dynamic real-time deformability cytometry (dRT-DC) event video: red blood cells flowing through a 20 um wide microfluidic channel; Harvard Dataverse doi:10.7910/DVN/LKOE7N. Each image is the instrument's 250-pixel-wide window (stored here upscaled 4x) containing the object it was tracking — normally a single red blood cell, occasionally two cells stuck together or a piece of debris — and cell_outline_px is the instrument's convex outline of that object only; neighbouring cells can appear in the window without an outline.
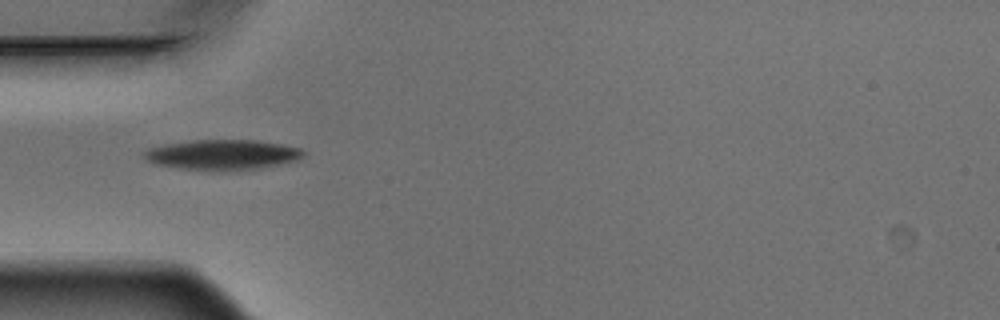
{"species": "Egyptian fruit bat (a non-hibernating species)", "species_latin": "Rousettus aegyptiacus", "temperature_condition": "warm", "stored_images_in_passage": 6, "camera_frame_rate_fps": 3000, "um_per_image_px": 0.085, "animal": {"sex": "male"}, "frame": {"image": 1, "passage_image": 1, "time_ms": 0.0, "image_size_px": [1000, 320], "cell_outline_px": [[308, 152], [300, 160], [260, 168], [236, 172], [208, 172], [176, 168], [152, 164], [144, 160], [144, 152], [148, 148], [164, 144], [196, 140], [256, 140], [280, 144], [300, 148]], "centroid_in_image_um": [18.9, 13.19], "position_along_channel_um": 66.1, "area_um2": 29.02}}
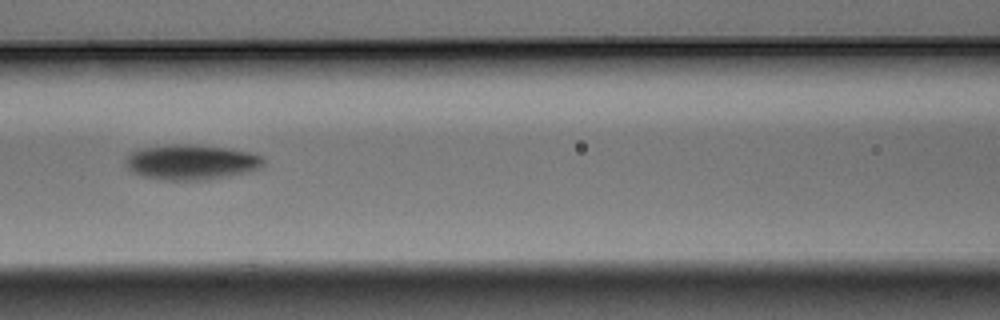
{"frame": {"image": 2, "passage_image": 3, "time_ms": 0.667, "image_size_px": [1000, 320], "cell_outline_px": [[264, 164], [260, 168], [248, 172], [208, 180], [164, 180], [144, 176], [132, 172], [128, 168], [124, 160], [132, 152], [140, 148], [168, 144], [200, 144], [228, 148], [252, 152], [264, 156]], "centroid_in_image_um": [16.3, 13.77], "position_along_channel_um": 150.3, "area_um2": 28.67}}
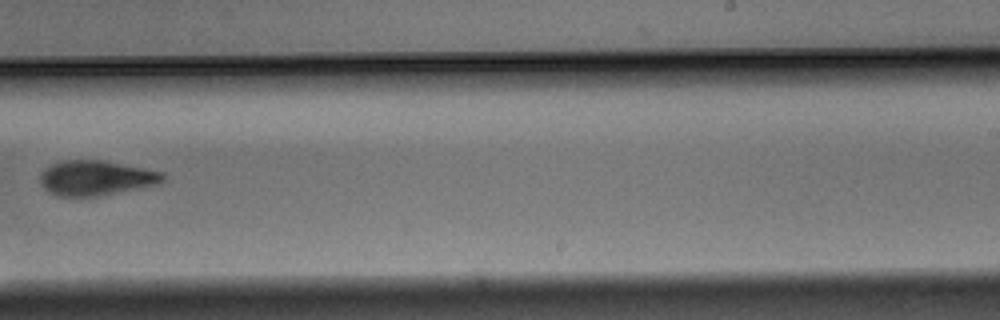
{"frame": {"image": 3, "passage_image": 6, "time_ms": 1.667, "image_size_px": [1000, 320], "cell_outline_px": [[164, 180], [156, 184], [96, 196], [56, 196], [44, 188], [40, 184], [40, 176], [44, 168], [52, 164], [64, 160], [100, 160], [164, 172]], "centroid_in_image_um": [8.1, 15.12], "position_along_channel_um": 280.9, "area_um2": 24.57}}